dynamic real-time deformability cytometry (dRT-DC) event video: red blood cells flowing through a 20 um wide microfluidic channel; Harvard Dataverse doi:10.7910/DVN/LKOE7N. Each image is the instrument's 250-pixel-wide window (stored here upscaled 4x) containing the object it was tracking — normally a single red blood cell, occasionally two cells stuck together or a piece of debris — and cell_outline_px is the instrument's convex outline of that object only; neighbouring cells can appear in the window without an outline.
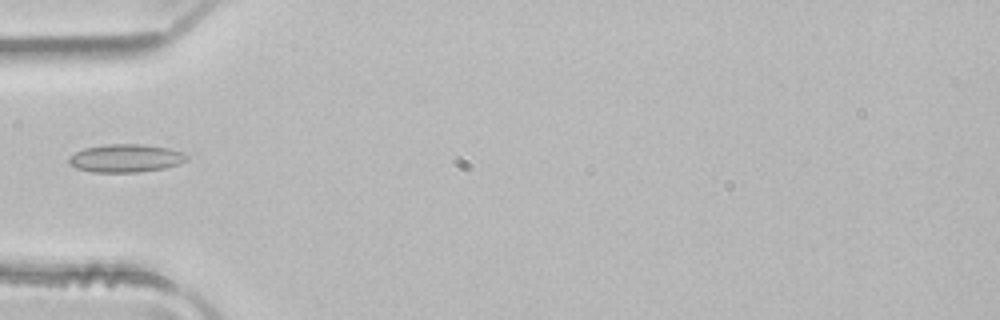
{"species": "common noctule bat (a hibernating species)", "species_latin": "Nyctalus noctula", "temperature_condition": "room temperature", "stored_images_in_passage": 5, "camera_frame_rate_fps": 3000, "um_per_image_px": 0.085, "animal": {"sex": "male", "body_mass_g": 21.5, "forearm_length_mm": 52.0}, "frame": {"image": 1, "passage_image": 5, "time_ms": 1.333, "image_size_px": [1000, 320], "cell_outline_px": [[188, 160], [164, 168], [136, 172], [92, 172], [76, 168], [68, 160], [76, 152], [84, 148], [108, 144], [140, 144], [168, 148], [184, 152], [188, 156]], "centroid_in_image_um": [10.71, 13.44], "position_along_channel_um": 74.3, "area_um2": 19.02}}